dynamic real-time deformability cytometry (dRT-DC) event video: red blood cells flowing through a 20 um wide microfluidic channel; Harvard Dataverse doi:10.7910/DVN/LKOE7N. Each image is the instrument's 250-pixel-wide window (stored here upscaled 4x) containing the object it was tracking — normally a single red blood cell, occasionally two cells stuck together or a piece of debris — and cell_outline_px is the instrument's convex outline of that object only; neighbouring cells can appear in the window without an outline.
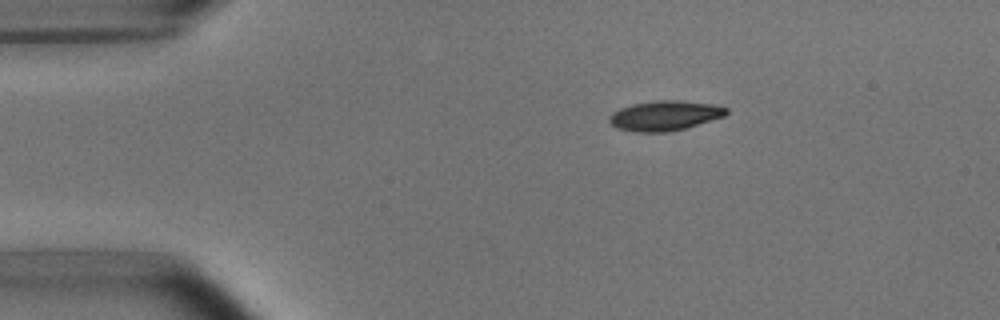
{"species": "common noctule bat (a hibernating species)", "species_latin": "Nyctalus noctula", "temperature_condition": "room temperature", "stored_images_in_passage": 2, "camera_frame_rate_fps": 3000, "um_per_image_px": 0.085, "animal": {"sex": "male", "body_mass_g": 15.6}, "frame": {"image": 1, "passage_image": 2, "time_ms": 1.0, "image_size_px": [1000, 320], "cell_outline_px": [[728, 112], [724, 116], [684, 128], [668, 132], [636, 132], [616, 128], [608, 120], [608, 116], [612, 112], [620, 108], [632, 104], [656, 100], [676, 100], [716, 104], [728, 108]], "centroid_in_image_um": [56.48, 9.82], "position_along_channel_um": 28.5, "area_um2": 20.4}}